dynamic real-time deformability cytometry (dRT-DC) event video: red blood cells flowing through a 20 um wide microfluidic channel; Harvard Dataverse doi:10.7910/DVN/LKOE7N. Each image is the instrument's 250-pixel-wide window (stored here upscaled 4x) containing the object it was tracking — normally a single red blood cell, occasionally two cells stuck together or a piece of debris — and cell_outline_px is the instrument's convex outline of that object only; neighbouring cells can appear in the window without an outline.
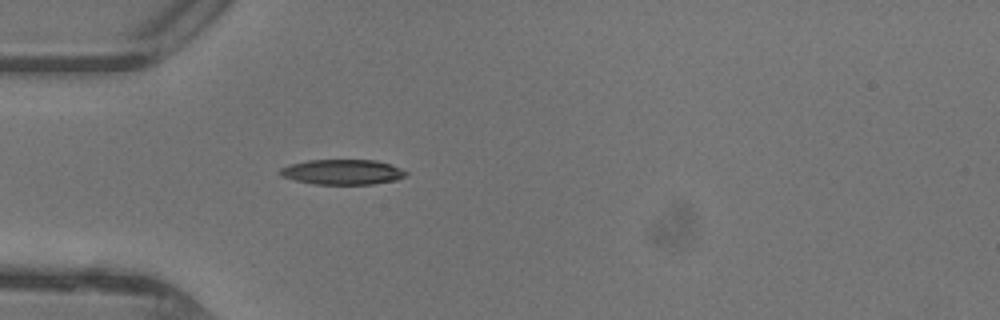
{"species": "common noctule bat (a hibernating species)", "species_latin": "Nyctalus noctula", "temperature_condition": "warm", "stored_images_in_passage": 30, "camera_frame_rate_fps": 3000, "um_per_image_px": 0.085, "animal": {"sex": "female"}, "frame": {"image": 1, "passage_image": 1, "time_ms": 0.0, "image_size_px": [1000, 320], "cell_outline_px": [[408, 172], [404, 176], [396, 180], [372, 184], [312, 184], [280, 176], [276, 172], [280, 168], [288, 164], [308, 160], [376, 160], [392, 164]], "centroid_in_image_um": [29.06, 14.61], "position_along_channel_um": 55.9, "area_um2": 18.61}}
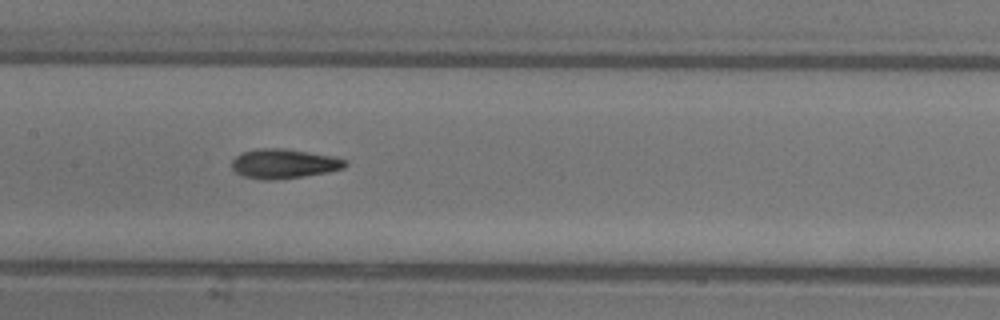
{"frame": {"image": 2, "passage_image": 10, "time_ms": 3.0, "image_size_px": [1000, 320], "cell_outline_px": [[348, 164], [344, 168], [328, 172], [304, 176], [276, 180], [264, 180], [244, 176], [236, 172], [232, 168], [232, 160], [240, 152], [256, 148], [284, 148], [332, 156], [348, 160]], "centroid_in_image_um": [24.13, 13.91], "position_along_channel_um": 183.3, "area_um2": 19.65}}
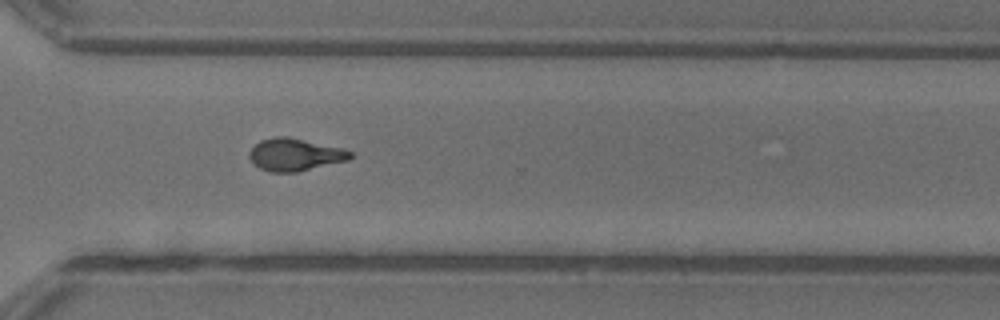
{"frame": {"image": 3, "passage_image": 21, "time_ms": 6.667, "image_size_px": [1000, 320], "cell_outline_px": [[352, 156], [348, 160], [296, 172], [268, 172], [260, 168], [248, 156], [248, 152], [260, 140], [272, 136], [288, 136], [340, 148], [352, 152]], "centroid_in_image_um": [25.03, 13.13], "position_along_channel_um": 345.6, "area_um2": 18.9}, "authors_computed_cell_mechanics": {"area_um2": 18.8717, "velocity_mm_per_s": 4.4428, "shape_relaxation_time_tau1_ms": 7.0548, "shape_relaxation_time_tau2_ms": 2.0093, "deformation_change_tau1": 0.2468, "deformation_change_tau2": 0.0975}}